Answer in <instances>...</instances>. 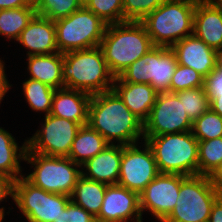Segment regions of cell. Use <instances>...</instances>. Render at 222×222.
<instances>
[{"label": "cell", "instance_id": "obj_1", "mask_svg": "<svg viewBox=\"0 0 222 222\" xmlns=\"http://www.w3.org/2000/svg\"><path fill=\"white\" fill-rule=\"evenodd\" d=\"M87 124L111 145L125 146L140 143L139 139L144 141V123L113 89L91 96Z\"/></svg>", "mask_w": 222, "mask_h": 222}, {"label": "cell", "instance_id": "obj_2", "mask_svg": "<svg viewBox=\"0 0 222 222\" xmlns=\"http://www.w3.org/2000/svg\"><path fill=\"white\" fill-rule=\"evenodd\" d=\"M153 47L145 26L135 21L108 24L100 43L108 68L115 77Z\"/></svg>", "mask_w": 222, "mask_h": 222}, {"label": "cell", "instance_id": "obj_3", "mask_svg": "<svg viewBox=\"0 0 222 222\" xmlns=\"http://www.w3.org/2000/svg\"><path fill=\"white\" fill-rule=\"evenodd\" d=\"M62 77L65 88L90 95L112 90L115 79L100 46L63 53Z\"/></svg>", "mask_w": 222, "mask_h": 222}, {"label": "cell", "instance_id": "obj_4", "mask_svg": "<svg viewBox=\"0 0 222 222\" xmlns=\"http://www.w3.org/2000/svg\"><path fill=\"white\" fill-rule=\"evenodd\" d=\"M197 1H166L141 21L154 46L171 48L176 42L193 34Z\"/></svg>", "mask_w": 222, "mask_h": 222}, {"label": "cell", "instance_id": "obj_5", "mask_svg": "<svg viewBox=\"0 0 222 222\" xmlns=\"http://www.w3.org/2000/svg\"><path fill=\"white\" fill-rule=\"evenodd\" d=\"M151 147L159 173L198 174V140L192 131L144 136Z\"/></svg>", "mask_w": 222, "mask_h": 222}, {"label": "cell", "instance_id": "obj_6", "mask_svg": "<svg viewBox=\"0 0 222 222\" xmlns=\"http://www.w3.org/2000/svg\"><path fill=\"white\" fill-rule=\"evenodd\" d=\"M221 195L209 176H185L176 206L162 222H208L212 206Z\"/></svg>", "mask_w": 222, "mask_h": 222}, {"label": "cell", "instance_id": "obj_7", "mask_svg": "<svg viewBox=\"0 0 222 222\" xmlns=\"http://www.w3.org/2000/svg\"><path fill=\"white\" fill-rule=\"evenodd\" d=\"M24 161L31 164L33 171L23 174L34 186L49 193L71 196L73 189L82 176L81 166L69 157L45 156L26 152ZM79 168V169H78Z\"/></svg>", "mask_w": 222, "mask_h": 222}, {"label": "cell", "instance_id": "obj_8", "mask_svg": "<svg viewBox=\"0 0 222 222\" xmlns=\"http://www.w3.org/2000/svg\"><path fill=\"white\" fill-rule=\"evenodd\" d=\"M54 23L60 53L100 46L108 25L85 6Z\"/></svg>", "mask_w": 222, "mask_h": 222}, {"label": "cell", "instance_id": "obj_9", "mask_svg": "<svg viewBox=\"0 0 222 222\" xmlns=\"http://www.w3.org/2000/svg\"><path fill=\"white\" fill-rule=\"evenodd\" d=\"M70 201L67 195L34 186L24 176L14 182L13 202L27 222H54Z\"/></svg>", "mask_w": 222, "mask_h": 222}, {"label": "cell", "instance_id": "obj_10", "mask_svg": "<svg viewBox=\"0 0 222 222\" xmlns=\"http://www.w3.org/2000/svg\"><path fill=\"white\" fill-rule=\"evenodd\" d=\"M41 128L32 137L27 138L26 152H35L45 156L68 157L72 142L81 125L72 120L44 115Z\"/></svg>", "mask_w": 222, "mask_h": 222}, {"label": "cell", "instance_id": "obj_11", "mask_svg": "<svg viewBox=\"0 0 222 222\" xmlns=\"http://www.w3.org/2000/svg\"><path fill=\"white\" fill-rule=\"evenodd\" d=\"M140 141V146L138 143L122 146L118 179V185L138 194L159 174L151 147Z\"/></svg>", "mask_w": 222, "mask_h": 222}, {"label": "cell", "instance_id": "obj_12", "mask_svg": "<svg viewBox=\"0 0 222 222\" xmlns=\"http://www.w3.org/2000/svg\"><path fill=\"white\" fill-rule=\"evenodd\" d=\"M193 122L186 114L176 93L157 94L147 120L144 122V136L192 131Z\"/></svg>", "mask_w": 222, "mask_h": 222}, {"label": "cell", "instance_id": "obj_13", "mask_svg": "<svg viewBox=\"0 0 222 222\" xmlns=\"http://www.w3.org/2000/svg\"><path fill=\"white\" fill-rule=\"evenodd\" d=\"M185 176L159 173L139 194L141 214L150 212L155 219L162 222L176 206L180 183Z\"/></svg>", "mask_w": 222, "mask_h": 222}, {"label": "cell", "instance_id": "obj_14", "mask_svg": "<svg viewBox=\"0 0 222 222\" xmlns=\"http://www.w3.org/2000/svg\"><path fill=\"white\" fill-rule=\"evenodd\" d=\"M96 222H143L139 194L126 187L107 185Z\"/></svg>", "mask_w": 222, "mask_h": 222}, {"label": "cell", "instance_id": "obj_15", "mask_svg": "<svg viewBox=\"0 0 222 222\" xmlns=\"http://www.w3.org/2000/svg\"><path fill=\"white\" fill-rule=\"evenodd\" d=\"M26 50V56L59 52L54 21L35 14L16 41Z\"/></svg>", "mask_w": 222, "mask_h": 222}, {"label": "cell", "instance_id": "obj_16", "mask_svg": "<svg viewBox=\"0 0 222 222\" xmlns=\"http://www.w3.org/2000/svg\"><path fill=\"white\" fill-rule=\"evenodd\" d=\"M171 49L177 63L193 68L206 78L215 69V49L206 45L194 34L176 42Z\"/></svg>", "mask_w": 222, "mask_h": 222}, {"label": "cell", "instance_id": "obj_17", "mask_svg": "<svg viewBox=\"0 0 222 222\" xmlns=\"http://www.w3.org/2000/svg\"><path fill=\"white\" fill-rule=\"evenodd\" d=\"M122 145L109 144L103 151L81 165L82 176L107 185L118 184Z\"/></svg>", "mask_w": 222, "mask_h": 222}, {"label": "cell", "instance_id": "obj_18", "mask_svg": "<svg viewBox=\"0 0 222 222\" xmlns=\"http://www.w3.org/2000/svg\"><path fill=\"white\" fill-rule=\"evenodd\" d=\"M90 94L69 88L55 90L52 99L50 114L86 125L88 123V110L91 100Z\"/></svg>", "mask_w": 222, "mask_h": 222}, {"label": "cell", "instance_id": "obj_19", "mask_svg": "<svg viewBox=\"0 0 222 222\" xmlns=\"http://www.w3.org/2000/svg\"><path fill=\"white\" fill-rule=\"evenodd\" d=\"M113 90L143 123L147 120L158 94L150 84L122 82L115 77Z\"/></svg>", "mask_w": 222, "mask_h": 222}, {"label": "cell", "instance_id": "obj_20", "mask_svg": "<svg viewBox=\"0 0 222 222\" xmlns=\"http://www.w3.org/2000/svg\"><path fill=\"white\" fill-rule=\"evenodd\" d=\"M193 34L215 50L222 48V9L198 0L194 11Z\"/></svg>", "mask_w": 222, "mask_h": 222}, {"label": "cell", "instance_id": "obj_21", "mask_svg": "<svg viewBox=\"0 0 222 222\" xmlns=\"http://www.w3.org/2000/svg\"><path fill=\"white\" fill-rule=\"evenodd\" d=\"M26 57L29 79L38 80L54 89L64 87L62 77L63 53L57 52Z\"/></svg>", "mask_w": 222, "mask_h": 222}, {"label": "cell", "instance_id": "obj_22", "mask_svg": "<svg viewBox=\"0 0 222 222\" xmlns=\"http://www.w3.org/2000/svg\"><path fill=\"white\" fill-rule=\"evenodd\" d=\"M26 149V139L20 146L9 131L0 127V175L14 180L24 176L20 162L24 161Z\"/></svg>", "mask_w": 222, "mask_h": 222}, {"label": "cell", "instance_id": "obj_23", "mask_svg": "<svg viewBox=\"0 0 222 222\" xmlns=\"http://www.w3.org/2000/svg\"><path fill=\"white\" fill-rule=\"evenodd\" d=\"M109 143L88 124L82 125L72 142L69 158L80 166L103 151Z\"/></svg>", "mask_w": 222, "mask_h": 222}, {"label": "cell", "instance_id": "obj_24", "mask_svg": "<svg viewBox=\"0 0 222 222\" xmlns=\"http://www.w3.org/2000/svg\"><path fill=\"white\" fill-rule=\"evenodd\" d=\"M106 188L107 184L81 176L73 189L70 199L96 218L101 210Z\"/></svg>", "mask_w": 222, "mask_h": 222}, {"label": "cell", "instance_id": "obj_25", "mask_svg": "<svg viewBox=\"0 0 222 222\" xmlns=\"http://www.w3.org/2000/svg\"><path fill=\"white\" fill-rule=\"evenodd\" d=\"M178 65L175 52L168 47H154V77L151 86L159 93L170 92V83Z\"/></svg>", "mask_w": 222, "mask_h": 222}, {"label": "cell", "instance_id": "obj_26", "mask_svg": "<svg viewBox=\"0 0 222 222\" xmlns=\"http://www.w3.org/2000/svg\"><path fill=\"white\" fill-rule=\"evenodd\" d=\"M36 14L35 6L0 10V35L6 40L17 41L21 32Z\"/></svg>", "mask_w": 222, "mask_h": 222}, {"label": "cell", "instance_id": "obj_27", "mask_svg": "<svg viewBox=\"0 0 222 222\" xmlns=\"http://www.w3.org/2000/svg\"><path fill=\"white\" fill-rule=\"evenodd\" d=\"M24 98L30 109L49 115L52 108L54 88L35 79H25L22 83Z\"/></svg>", "mask_w": 222, "mask_h": 222}, {"label": "cell", "instance_id": "obj_28", "mask_svg": "<svg viewBox=\"0 0 222 222\" xmlns=\"http://www.w3.org/2000/svg\"><path fill=\"white\" fill-rule=\"evenodd\" d=\"M222 162V137L198 141V174L210 176Z\"/></svg>", "mask_w": 222, "mask_h": 222}, {"label": "cell", "instance_id": "obj_29", "mask_svg": "<svg viewBox=\"0 0 222 222\" xmlns=\"http://www.w3.org/2000/svg\"><path fill=\"white\" fill-rule=\"evenodd\" d=\"M36 14L52 21L68 17L84 6L83 0H34Z\"/></svg>", "mask_w": 222, "mask_h": 222}, {"label": "cell", "instance_id": "obj_30", "mask_svg": "<svg viewBox=\"0 0 222 222\" xmlns=\"http://www.w3.org/2000/svg\"><path fill=\"white\" fill-rule=\"evenodd\" d=\"M154 77V47L129 65L118 78L122 82L146 83L151 85Z\"/></svg>", "mask_w": 222, "mask_h": 222}, {"label": "cell", "instance_id": "obj_31", "mask_svg": "<svg viewBox=\"0 0 222 222\" xmlns=\"http://www.w3.org/2000/svg\"><path fill=\"white\" fill-rule=\"evenodd\" d=\"M176 94L192 122L209 109V98L205 87L181 90Z\"/></svg>", "mask_w": 222, "mask_h": 222}, {"label": "cell", "instance_id": "obj_32", "mask_svg": "<svg viewBox=\"0 0 222 222\" xmlns=\"http://www.w3.org/2000/svg\"><path fill=\"white\" fill-rule=\"evenodd\" d=\"M192 133L198 141L222 137V117L209 108L193 122Z\"/></svg>", "mask_w": 222, "mask_h": 222}, {"label": "cell", "instance_id": "obj_33", "mask_svg": "<svg viewBox=\"0 0 222 222\" xmlns=\"http://www.w3.org/2000/svg\"><path fill=\"white\" fill-rule=\"evenodd\" d=\"M84 6L107 24L124 22L122 0H84Z\"/></svg>", "mask_w": 222, "mask_h": 222}, {"label": "cell", "instance_id": "obj_34", "mask_svg": "<svg viewBox=\"0 0 222 222\" xmlns=\"http://www.w3.org/2000/svg\"><path fill=\"white\" fill-rule=\"evenodd\" d=\"M205 78L193 68L178 64L170 83V92L204 87Z\"/></svg>", "mask_w": 222, "mask_h": 222}, {"label": "cell", "instance_id": "obj_35", "mask_svg": "<svg viewBox=\"0 0 222 222\" xmlns=\"http://www.w3.org/2000/svg\"><path fill=\"white\" fill-rule=\"evenodd\" d=\"M124 22H141L157 7L169 0H122Z\"/></svg>", "mask_w": 222, "mask_h": 222}, {"label": "cell", "instance_id": "obj_36", "mask_svg": "<svg viewBox=\"0 0 222 222\" xmlns=\"http://www.w3.org/2000/svg\"><path fill=\"white\" fill-rule=\"evenodd\" d=\"M54 222H96L95 217L70 201Z\"/></svg>", "mask_w": 222, "mask_h": 222}, {"label": "cell", "instance_id": "obj_37", "mask_svg": "<svg viewBox=\"0 0 222 222\" xmlns=\"http://www.w3.org/2000/svg\"><path fill=\"white\" fill-rule=\"evenodd\" d=\"M204 87L209 98V102L222 93V72L214 69L204 80Z\"/></svg>", "mask_w": 222, "mask_h": 222}, {"label": "cell", "instance_id": "obj_38", "mask_svg": "<svg viewBox=\"0 0 222 222\" xmlns=\"http://www.w3.org/2000/svg\"><path fill=\"white\" fill-rule=\"evenodd\" d=\"M14 182L15 180L4 176V175H0V204L1 202H4L5 199H9V197H11L13 199L14 197ZM8 197V198H7ZM9 211L6 212L4 206H2L0 208V220L4 219V216L8 213L10 214V210H12V208L8 207ZM6 213V214H5Z\"/></svg>", "mask_w": 222, "mask_h": 222}, {"label": "cell", "instance_id": "obj_39", "mask_svg": "<svg viewBox=\"0 0 222 222\" xmlns=\"http://www.w3.org/2000/svg\"><path fill=\"white\" fill-rule=\"evenodd\" d=\"M5 61L0 58V103L3 101L6 93L9 92L10 88L13 86L9 84V80L7 79V74H5Z\"/></svg>", "mask_w": 222, "mask_h": 222}, {"label": "cell", "instance_id": "obj_40", "mask_svg": "<svg viewBox=\"0 0 222 222\" xmlns=\"http://www.w3.org/2000/svg\"><path fill=\"white\" fill-rule=\"evenodd\" d=\"M25 6H35L34 0H0V10L15 9Z\"/></svg>", "mask_w": 222, "mask_h": 222}, {"label": "cell", "instance_id": "obj_41", "mask_svg": "<svg viewBox=\"0 0 222 222\" xmlns=\"http://www.w3.org/2000/svg\"><path fill=\"white\" fill-rule=\"evenodd\" d=\"M208 222H222V195L214 202Z\"/></svg>", "mask_w": 222, "mask_h": 222}, {"label": "cell", "instance_id": "obj_42", "mask_svg": "<svg viewBox=\"0 0 222 222\" xmlns=\"http://www.w3.org/2000/svg\"><path fill=\"white\" fill-rule=\"evenodd\" d=\"M209 177H210V180L212 181V183L222 193V162Z\"/></svg>", "mask_w": 222, "mask_h": 222}, {"label": "cell", "instance_id": "obj_43", "mask_svg": "<svg viewBox=\"0 0 222 222\" xmlns=\"http://www.w3.org/2000/svg\"><path fill=\"white\" fill-rule=\"evenodd\" d=\"M209 108L222 117V93L209 102Z\"/></svg>", "mask_w": 222, "mask_h": 222}, {"label": "cell", "instance_id": "obj_44", "mask_svg": "<svg viewBox=\"0 0 222 222\" xmlns=\"http://www.w3.org/2000/svg\"><path fill=\"white\" fill-rule=\"evenodd\" d=\"M215 69L222 72V48L215 51Z\"/></svg>", "mask_w": 222, "mask_h": 222}, {"label": "cell", "instance_id": "obj_45", "mask_svg": "<svg viewBox=\"0 0 222 222\" xmlns=\"http://www.w3.org/2000/svg\"><path fill=\"white\" fill-rule=\"evenodd\" d=\"M207 5L222 9V0H202Z\"/></svg>", "mask_w": 222, "mask_h": 222}]
</instances>
